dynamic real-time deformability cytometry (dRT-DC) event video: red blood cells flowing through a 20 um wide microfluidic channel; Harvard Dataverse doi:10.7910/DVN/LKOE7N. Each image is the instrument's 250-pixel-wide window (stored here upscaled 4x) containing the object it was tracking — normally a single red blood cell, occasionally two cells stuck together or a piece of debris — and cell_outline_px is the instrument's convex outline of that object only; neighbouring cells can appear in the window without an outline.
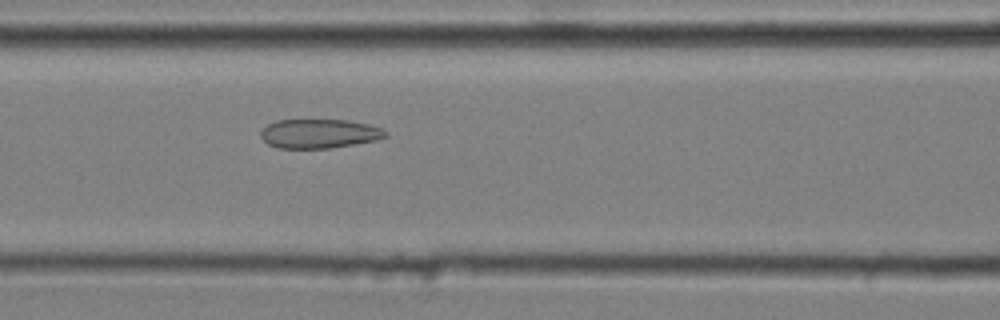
{"species": "common noctule bat (a hibernating species)", "species_latin": "Nyctalus noctula", "temperature_condition": "cold", "stored_images_in_passage": 33, "camera_frame_rate_fps": 3000, "um_per_image_px": 0.085, "animal": {"sex": "male", "body_mass_g": 20.4}, "frame": {"image": 1, "passage_image": 8, "time_ms": 2.333, "image_size_px": [1000, 320], "cell_outline_px": [[388, 136], [376, 140], [328, 148], [280, 148], [268, 144], [260, 136], [260, 132], [268, 124], [276, 120], [348, 120], [368, 124], [380, 128], [388, 132]], "centroid_in_image_um": [27.13, 11.35], "position_along_channel_um": 139.5, "area_um2": 21.04}}
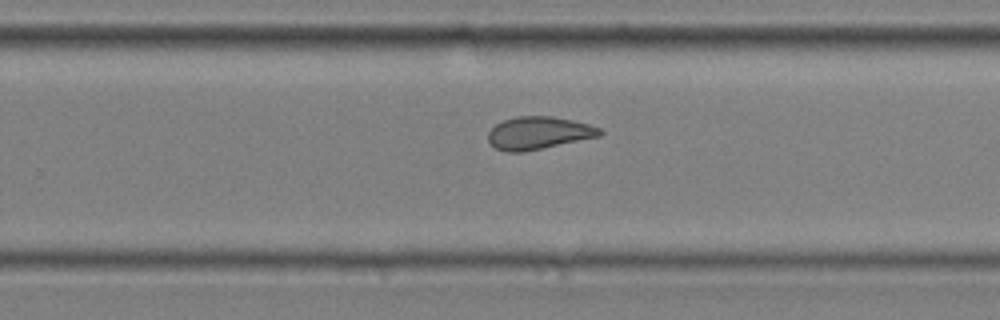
{"frame": {"image": 2, "passage_image": 20, "time_ms": 6.333, "image_size_px": [1000, 320], "cell_outline_px": [[604, 132], [600, 136], [524, 152], [508, 152], [496, 148], [488, 140], [488, 132], [496, 124], [504, 120], [516, 116], [552, 116], [572, 120], [588, 124], [600, 128]], "centroid_in_image_um": [45.78, 11.3], "position_along_channel_um": 284.0, "area_um2": 21.15}}
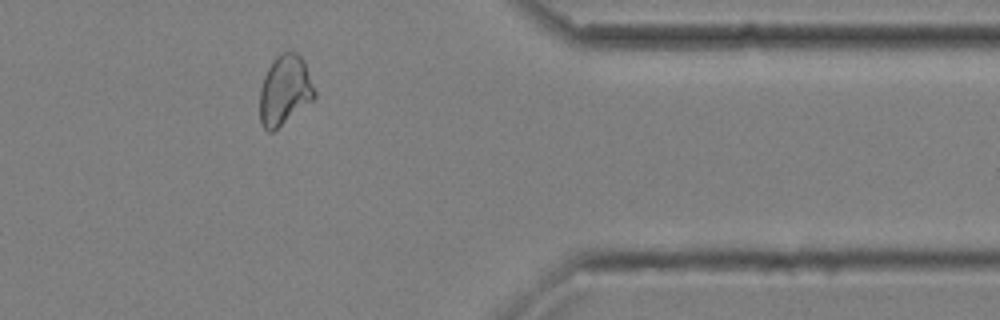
{"frame": {"image": 3, "passage_image": 30, "time_ms": 9.667, "image_size_px": [1000, 320], "cell_outline_px": [[316, 96], [312, 100], [272, 132], [268, 132], [264, 128], [260, 120], [260, 88], [264, 76], [272, 60], [276, 56], [284, 52], [296, 52], [304, 60], [316, 92]], "centroid_in_image_um": [24.2, 7.65], "position_along_channel_um": 387.2, "area_um2": 22.08}, "authors_computed_cell_mechanics": {"area_um2": 21.6172, "velocity_mm_per_s": 3.6218, "shape_relaxation_time_tau1_ms": null, "shape_relaxation_time_tau2_ms": 2.2698, "deformation_change_tau1": null, "deformation_change_tau2": 0.0844}}